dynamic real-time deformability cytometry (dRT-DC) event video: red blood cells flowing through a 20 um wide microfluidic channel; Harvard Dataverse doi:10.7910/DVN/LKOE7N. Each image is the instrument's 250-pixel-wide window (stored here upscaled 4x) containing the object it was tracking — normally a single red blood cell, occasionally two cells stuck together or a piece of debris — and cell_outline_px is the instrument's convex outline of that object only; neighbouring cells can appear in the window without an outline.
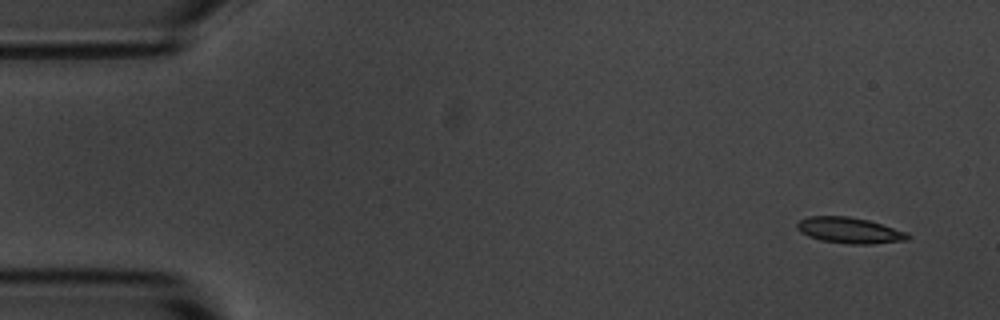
{"species": "common noctule bat (a hibernating species)", "species_latin": "Nyctalus noctula", "temperature_condition": "room temperature", "stored_images_in_passage": 10, "camera_frame_rate_fps": 3000, "um_per_image_px": 0.085, "animal": {"sex": "male", "body_mass_g": 20.1, "forearm_length_mm": 53.5}, "frame": {"image": 1, "passage_image": 1, "time_ms": 0.0, "image_size_px": [1000, 320], "cell_outline_px": [[912, 236], [908, 240], [872, 244], [848, 244], [820, 240], [808, 236], [800, 232], [796, 228], [796, 224], [800, 220], [808, 216], [848, 216], [868, 220], [908, 232]], "centroid_in_image_um": [72.22, 19.58], "position_along_channel_um": 12.8, "area_um2": 16.88}}
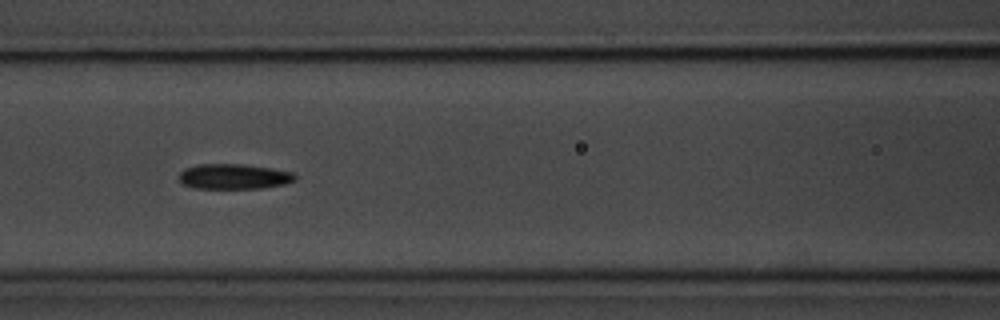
{"frame": {"image": 2, "passage_image": 7, "time_ms": 6.667, "image_size_px": [1000, 320], "cell_outline_px": [[296, 180], [284, 184], [264, 188], [192, 188], [184, 184], [180, 180], [180, 172], [184, 168], [200, 164], [244, 164], [272, 168], [292, 172], [296, 176]], "centroid_in_image_um": [19.89, 15.0], "position_along_channel_um": 146.7, "area_um2": 17.05}}
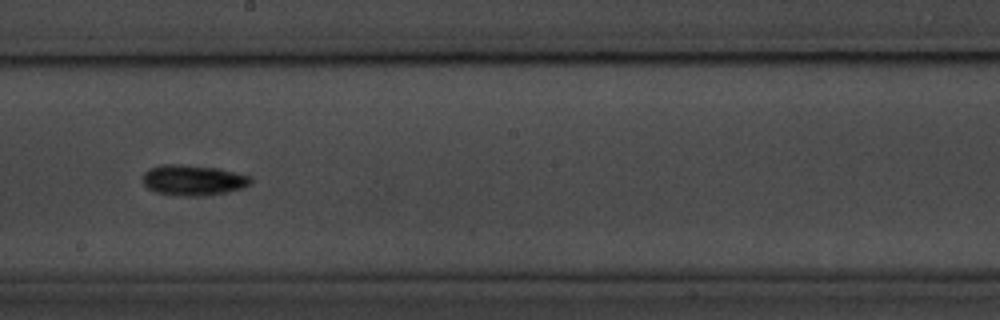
{"frame": {"image": 3, "passage_image": 9, "time_ms": 9.0, "image_size_px": [1000, 320], "cell_outline_px": [[252, 184], [244, 188], [224, 192], [196, 196], [180, 196], [156, 192], [148, 188], [144, 184], [140, 176], [148, 168], [160, 164], [184, 164], [212, 168], [252, 176]], "centroid_in_image_um": [16.36, 15.3], "position_along_channel_um": 231.8, "area_um2": 19.25}}